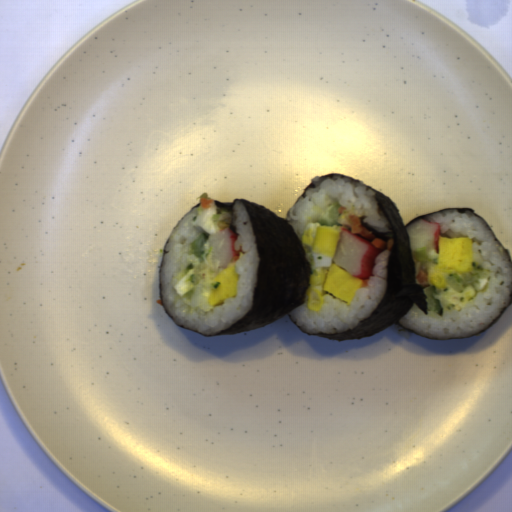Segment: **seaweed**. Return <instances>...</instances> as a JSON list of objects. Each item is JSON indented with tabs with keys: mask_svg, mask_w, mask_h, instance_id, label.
Here are the masks:
<instances>
[{
	"mask_svg": "<svg viewBox=\"0 0 512 512\" xmlns=\"http://www.w3.org/2000/svg\"><path fill=\"white\" fill-rule=\"evenodd\" d=\"M334 176H340L342 179L344 177H348L353 184L361 183L362 185L366 186V191L372 189L375 192L373 197L378 202V210L383 211L392 228V232L379 233L369 223L364 222V219L368 216L364 215L358 217L360 218L361 225L370 230L375 237L386 241L393 239V245L390 249V255L385 266L387 268L386 290L375 311L368 318L359 321V323L352 329L348 328L346 331L338 333H323L322 331H319L318 333H308L300 326H298L297 321H294L289 313L304 304L306 293L310 286V278L312 273V265L307 260L306 250L302 244V240L296 234L294 227L286 220V217H279L273 211L262 205L238 197L233 202H219L216 199L212 200L218 208H223L229 212L231 216V229L235 230L236 233V215L233 209L236 201H240L247 212L252 233L253 236H255L254 244H256L257 253L259 256L258 270L253 294V305L246 314H244L226 330L219 331L211 335H206L178 325L167 312L162 295V268L165 255L169 253L165 249L169 244V238L176 225L194 207H201L200 203L194 204L171 229L163 245L159 263V302L174 325L176 327L190 330L205 337H213L254 330L266 326L287 315L291 322L301 332L329 340L347 341L372 337L375 334L396 324L400 327L398 331L401 332L408 331L421 338L448 341L475 337L500 321L503 314L512 305V291L509 303L502 308L501 312L496 316V318L479 333L468 337L452 339H438L429 337L413 329H408L399 321L405 314L410 311L414 304L427 316L429 312L427 307L428 301L426 300L427 297L424 293L425 287H423L417 280V275L420 270L428 271V263L422 264L416 260H413L410 234L407 230L409 225L420 219H424L429 222V216L439 214L444 211H457L459 214L465 212L473 213L475 216L480 218L484 224L492 231L494 235V241H497L506 252L508 259L510 260L512 272V257L510 255V248H507L497 239L490 224L483 216L475 213L472 208L456 206L435 212L425 213L404 225L403 218L398 207L382 191L357 178L338 172H330L324 176H312L308 184L303 188L301 195L294 201L293 205L296 204L300 198H306V190L308 188H316L317 185L313 182L314 179H332Z\"/></svg>",
	"mask_w": 512,
	"mask_h": 512,
	"instance_id": "seaweed-1",
	"label": "seaweed"
}]
</instances>
